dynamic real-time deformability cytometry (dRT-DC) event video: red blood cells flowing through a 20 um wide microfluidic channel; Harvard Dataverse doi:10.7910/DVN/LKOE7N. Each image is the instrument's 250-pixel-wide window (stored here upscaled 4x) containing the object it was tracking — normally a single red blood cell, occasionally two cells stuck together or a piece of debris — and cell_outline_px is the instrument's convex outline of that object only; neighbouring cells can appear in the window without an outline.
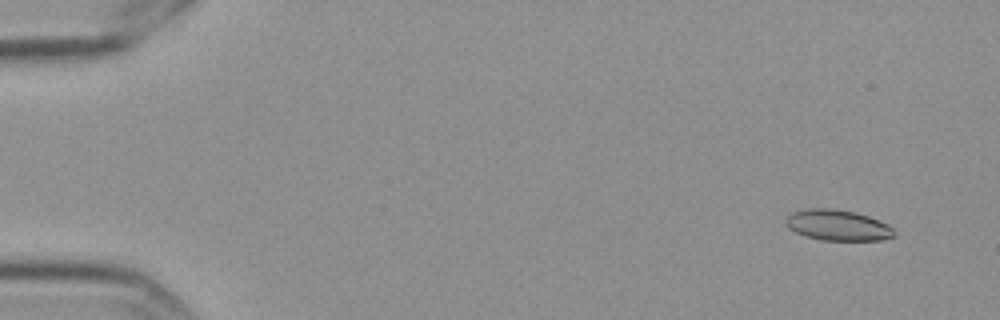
{"species": "Egyptian fruit bat (a non-hibernating species)", "species_latin": "Rousettus aegyptiacus", "temperature_condition": "cold", "stored_images_in_passage": 6, "camera_frame_rate_fps": 3000, "um_per_image_px": 0.085, "frame": {"image": 1, "passage_image": 2, "time_ms": 0.333, "image_size_px": [1000, 320], "cell_outline_px": [[896, 236], [880, 240], [820, 240], [804, 236], [788, 228], [784, 220], [792, 212], [808, 208], [832, 208], [856, 212], [880, 220], [888, 224], [896, 232]], "centroid_in_image_um": [71.21, 19.14], "position_along_channel_um": 13.8, "area_um2": 19.65}}
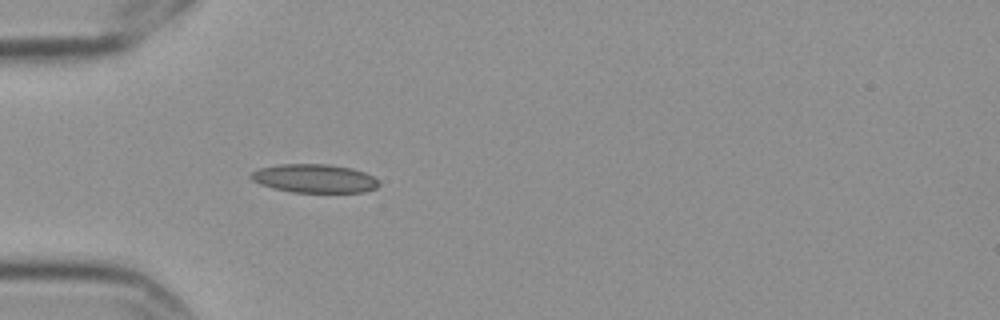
{"frame": {"image": 2, "passage_image": 6, "time_ms": 1.667, "image_size_px": [1000, 320], "cell_outline_px": [[380, 184], [376, 188], [364, 192], [292, 192], [272, 188], [260, 184], [252, 180], [248, 176], [252, 172], [260, 168], [280, 164], [328, 164], [352, 168], [364, 172], [372, 176]], "centroid_in_image_um": [26.71, 15.17], "position_along_channel_um": 58.3, "area_um2": 21.27}}